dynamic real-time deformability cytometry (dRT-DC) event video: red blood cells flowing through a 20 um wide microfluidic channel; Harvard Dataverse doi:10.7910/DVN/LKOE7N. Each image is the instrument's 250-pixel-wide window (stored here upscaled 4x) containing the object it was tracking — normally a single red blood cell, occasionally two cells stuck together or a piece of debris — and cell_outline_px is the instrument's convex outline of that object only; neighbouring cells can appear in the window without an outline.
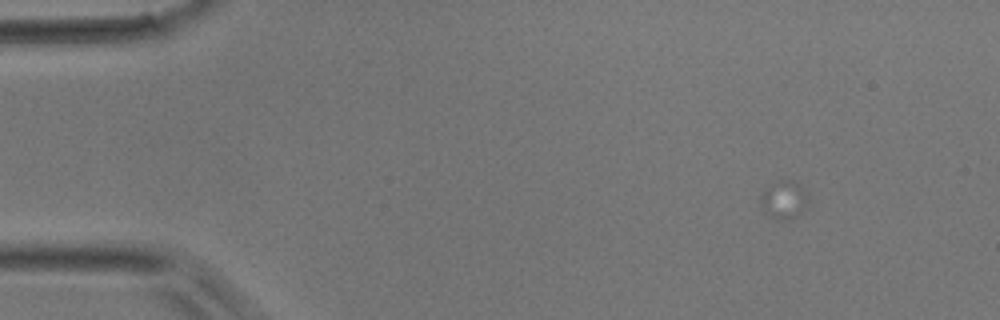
{"species": "common noctule bat (a hibernating species)", "species_latin": "Nyctalus noctula", "temperature_condition": "room temperature", "stored_images_in_passage": 11, "camera_frame_rate_fps": 3000, "um_per_image_px": 0.085, "animal": {"sex": "male", "body_mass_g": 17.9}, "frame": {"image": 1, "passage_image": 1, "time_ms": 0.0, "image_size_px": [1000, 320], "cell_outline_px": [[808, 204], [800, 212], [788, 220], [776, 220], [768, 216], [760, 208], [760, 192], [780, 180], [788, 180], [796, 184], [800, 188], [808, 200]], "centroid_in_image_um": [66.54, 17.03], "position_along_channel_um": 18.5, "area_um2": 10.29}}